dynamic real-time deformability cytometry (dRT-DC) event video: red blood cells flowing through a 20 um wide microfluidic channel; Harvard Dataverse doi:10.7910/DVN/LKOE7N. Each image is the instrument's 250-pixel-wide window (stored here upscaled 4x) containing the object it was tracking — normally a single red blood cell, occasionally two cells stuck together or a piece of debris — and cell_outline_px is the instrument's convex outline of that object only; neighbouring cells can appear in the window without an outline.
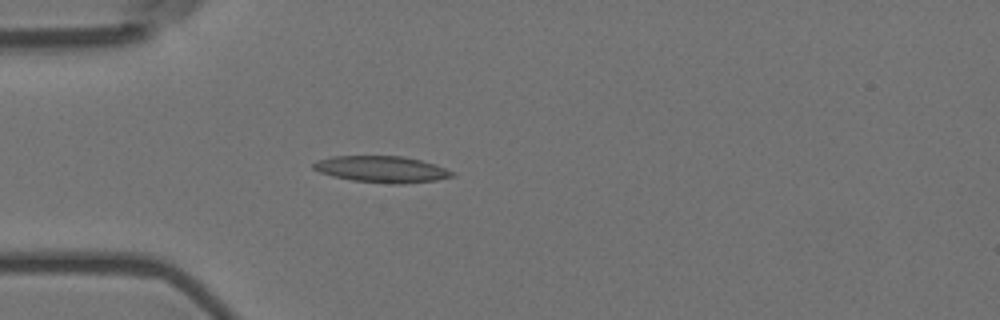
{"species": "Egyptian fruit bat (a non-hibernating species)", "species_latin": "Rousettus aegyptiacus", "temperature_condition": "room temperature", "stored_images_in_passage": 4, "camera_frame_rate_fps": 3000, "um_per_image_px": 0.085, "animal": {"sex": "female"}, "frame": {"image": 1, "passage_image": 4, "time_ms": 1.0, "image_size_px": [1000, 320], "cell_outline_px": [[456, 176], [436, 180], [400, 184], [392, 184], [352, 180], [332, 176], [320, 172], [312, 168], [312, 164], [316, 160], [332, 156], [404, 156], [420, 160], [456, 172]], "centroid_in_image_um": [32.43, 14.38], "position_along_channel_um": 52.6, "area_um2": 21.39}}